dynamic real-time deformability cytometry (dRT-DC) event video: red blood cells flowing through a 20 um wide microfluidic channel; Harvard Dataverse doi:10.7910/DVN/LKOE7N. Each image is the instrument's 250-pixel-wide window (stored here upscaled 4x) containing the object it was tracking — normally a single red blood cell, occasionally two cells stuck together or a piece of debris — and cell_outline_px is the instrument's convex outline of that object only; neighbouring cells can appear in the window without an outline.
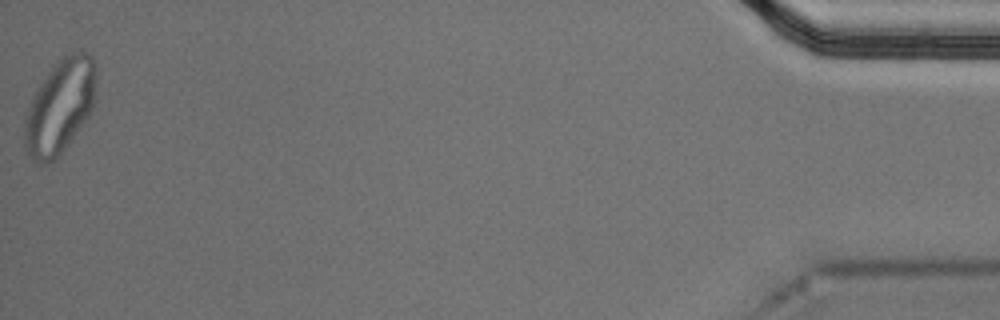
{"species": "Egyptian fruit bat (a non-hibernating species)", "species_latin": "Rousettus aegyptiacus", "temperature_condition": "cold", "stored_images_in_passage": 56, "segment_of_instrument_passage": [2, 2], "camera_frame_rate_fps": 3000, "um_per_image_px": 0.085, "animal": {"sex": "male"}, "frame": {"image": 1, "passage_image": 56, "time_ms": 18.333, "image_size_px": [1000, 320], "cell_outline_px": [[96, 76], [92, 108], [88, 116], [64, 148], [48, 164], [36, 164], [32, 160], [24, 148], [24, 120], [28, 108], [40, 84], [48, 72], [64, 56], [72, 52], [84, 52], [92, 56], [96, 60]], "centroid_in_image_um": [5.08, 9.06], "position_along_channel_um": 430.1, "area_um2": 38.67}}